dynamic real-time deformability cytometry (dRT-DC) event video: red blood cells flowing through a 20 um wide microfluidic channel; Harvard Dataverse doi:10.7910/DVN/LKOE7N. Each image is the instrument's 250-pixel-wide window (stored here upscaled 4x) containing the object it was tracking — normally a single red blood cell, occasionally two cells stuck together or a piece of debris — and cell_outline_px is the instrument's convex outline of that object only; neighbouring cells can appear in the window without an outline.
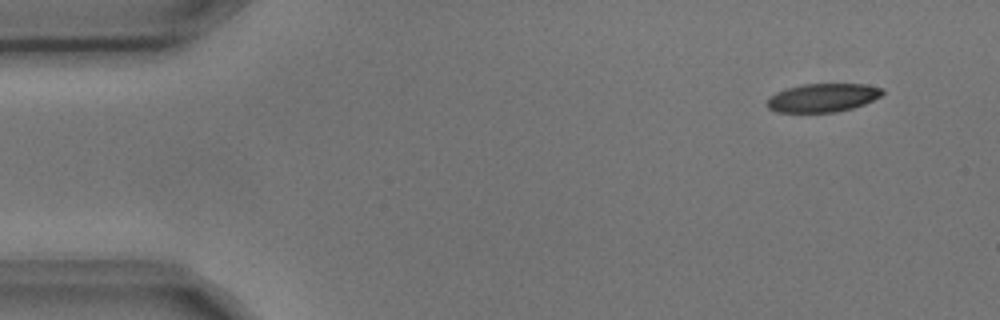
{"species": "common noctule bat (a hibernating species)", "species_latin": "Nyctalus noctula", "temperature_condition": "cold", "stored_images_in_passage": 3, "camera_frame_rate_fps": 3000, "um_per_image_px": 0.085, "animal": {"sex": "male", "body_mass_g": 17.9, "forearm_length_mm": 54.2}, "frame": {"image": 1, "passage_image": 1, "time_ms": 0.0, "image_size_px": [1000, 320], "cell_outline_px": [[884, 92], [880, 96], [864, 104], [852, 108], [836, 112], [776, 112], [768, 108], [768, 100], [776, 92], [784, 88], [804, 84], [864, 84], [884, 88]], "centroid_in_image_um": [69.94, 8.3], "position_along_channel_um": 15.1, "area_um2": 19.07}}